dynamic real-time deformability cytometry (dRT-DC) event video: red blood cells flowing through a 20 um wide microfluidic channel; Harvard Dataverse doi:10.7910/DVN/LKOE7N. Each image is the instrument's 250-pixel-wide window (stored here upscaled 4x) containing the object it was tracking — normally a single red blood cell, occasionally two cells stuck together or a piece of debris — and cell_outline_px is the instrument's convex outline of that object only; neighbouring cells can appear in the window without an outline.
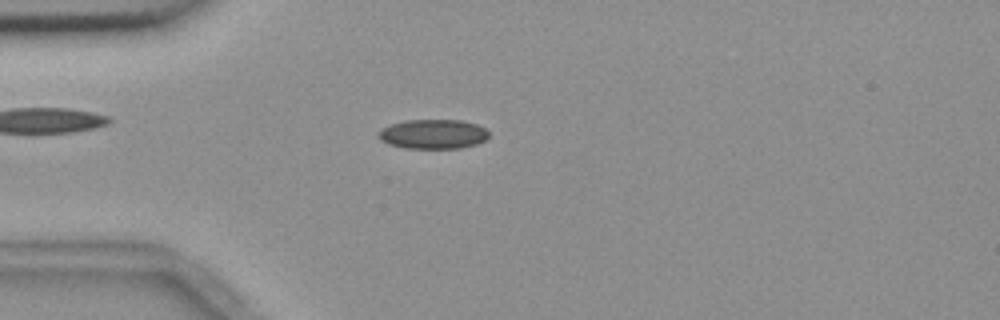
{"species": "common noctule bat (a hibernating species)", "species_latin": "Nyctalus noctula", "temperature_condition": "room temperature", "stored_images_in_passage": 54, "camera_frame_rate_fps": 3000, "um_per_image_px": 0.085, "animal": {"sex": "female", "body_mass_g": 18.4}, "frame": {"image": 1, "passage_image": 13, "time_ms": 4.0, "image_size_px": [1000, 320], "cell_outline_px": [[488, 136], [484, 140], [476, 144], [460, 148], [404, 148], [388, 144], [380, 140], [376, 136], [376, 132], [380, 128], [404, 120], [460, 120], [476, 124], [484, 128], [488, 132]], "centroid_in_image_um": [36.74, 11.4], "position_along_channel_um": 48.3, "area_um2": 19.07}}
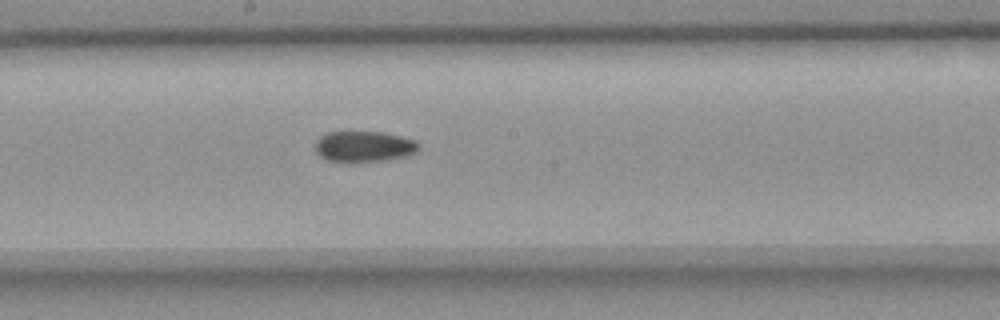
{"frame": {"image": 2, "passage_image": 28, "time_ms": 9.0, "image_size_px": [1000, 320], "cell_outline_px": [[420, 148], [416, 152], [408, 156], [388, 160], [352, 164], [348, 164], [328, 160], [320, 156], [316, 152], [316, 140], [320, 136], [328, 132], [384, 132], [416, 140], [420, 144]], "centroid_in_image_um": [30.96, 12.49], "position_along_channel_um": 217.2, "area_um2": 19.25}}
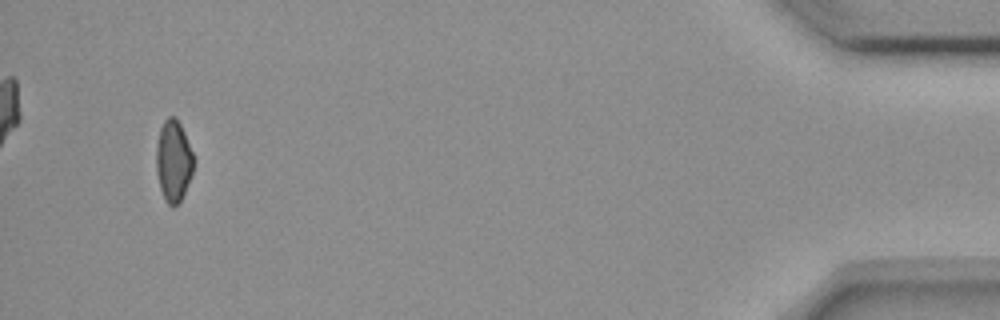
{"frame": {"image": 3, "passage_image": 51, "time_ms": 16.667, "image_size_px": [1000, 320], "cell_outline_px": [[192, 172], [184, 192], [180, 200], [172, 208], [164, 200], [160, 188], [156, 168], [156, 144], [160, 128], [164, 120], [168, 116], [176, 116], [184, 132], [192, 152]], "centroid_in_image_um": [14.71, 13.65], "position_along_channel_um": 420.5, "area_um2": 17.51}, "authors_computed_cell_mechanics": {"area_um2": 18.6116, "velocity_mm_per_s": 3.6573, "shape_relaxation_time_tau1_ms": 9.7248, "shape_relaxation_time_tau2_ms": null, "deformation_change_tau1": 0.1254, "deformation_change_tau2": null}}